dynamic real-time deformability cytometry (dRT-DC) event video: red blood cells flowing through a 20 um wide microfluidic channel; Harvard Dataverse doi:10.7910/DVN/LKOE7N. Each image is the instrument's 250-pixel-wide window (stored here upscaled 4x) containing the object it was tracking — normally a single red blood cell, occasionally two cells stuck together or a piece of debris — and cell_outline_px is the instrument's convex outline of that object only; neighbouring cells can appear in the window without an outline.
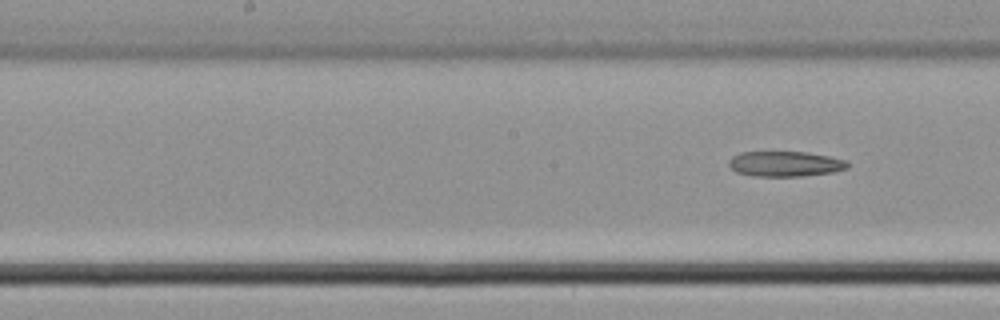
{"species": "common noctule bat (a hibernating species)", "species_latin": "Nyctalus noctula", "temperature_condition": "cold", "stored_images_in_passage": 7, "segment_of_instrument_passage": [2, 2], "camera_frame_rate_fps": 3000, "um_per_image_px": 0.085, "animal": {"sex": "male", "body_mass_g": 21.5, "forearm_length_mm": 52.0}, "frame": {"image": 1, "passage_image": 7, "time_ms": 2.0, "image_size_px": [1000, 320], "cell_outline_px": [[848, 168], [832, 172], [800, 176], [752, 176], [736, 172], [728, 164], [728, 160], [732, 156], [740, 152], [808, 152], [848, 160]], "centroid_in_image_um": [66.72, 13.92], "position_along_channel_um": 181.5, "area_um2": 17.51}}